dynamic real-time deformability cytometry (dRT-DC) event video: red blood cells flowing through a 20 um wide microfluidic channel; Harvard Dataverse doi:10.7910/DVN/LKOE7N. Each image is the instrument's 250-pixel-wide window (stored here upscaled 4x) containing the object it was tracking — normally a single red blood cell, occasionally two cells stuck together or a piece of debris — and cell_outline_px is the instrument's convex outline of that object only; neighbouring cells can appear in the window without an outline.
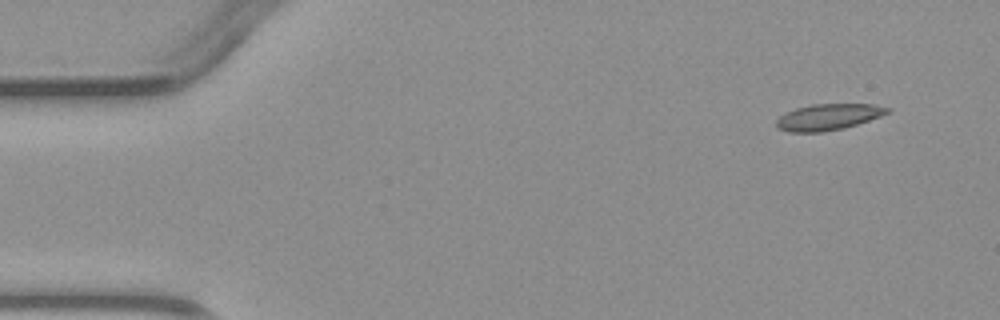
{"species": "common noctule bat (a hibernating species)", "species_latin": "Nyctalus noctula", "temperature_condition": "warm", "stored_images_in_passage": 5, "camera_frame_rate_fps": 3000, "um_per_image_px": 0.085, "animal": {"sex": "male", "body_mass_g": 23.1, "forearm_length_mm": 52.7}, "frame": {"image": 1, "passage_image": 1, "time_ms": 0.0, "image_size_px": [1000, 320], "cell_outline_px": [[892, 112], [844, 128], [820, 132], [788, 132], [776, 128], [776, 120], [784, 112], [796, 108], [812, 104], [872, 104], [892, 108]], "centroid_in_image_um": [70.38, 9.94], "position_along_channel_um": 14.6, "area_um2": 17.05}}
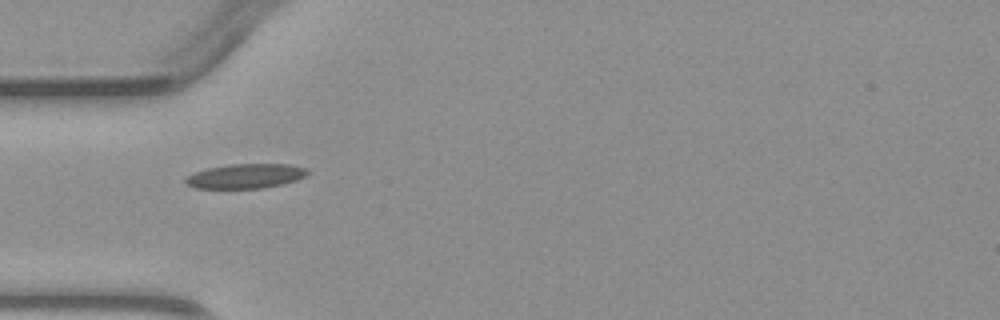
{"frame": {"image": 2, "passage_image": 4, "time_ms": 3.667, "image_size_px": [1000, 320], "cell_outline_px": [[312, 172], [296, 180], [264, 188], [196, 188], [188, 184], [184, 180], [188, 176], [196, 172], [208, 168], [228, 164], [288, 164], [304, 168]], "centroid_in_image_um": [20.9, 14.96], "position_along_channel_um": 64.1, "area_um2": 17.22}}
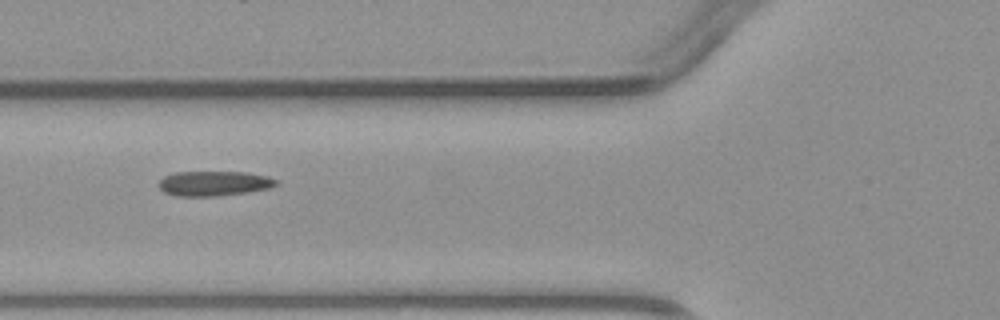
{"frame": {"image": 3, "passage_image": 5, "time_ms": 4.667, "image_size_px": [1000, 320], "cell_outline_px": [[280, 184], [272, 188], [248, 192], [216, 196], [176, 196], [164, 192], [160, 188], [160, 180], [164, 176], [176, 172], [248, 172], [268, 176], [280, 180]], "centroid_in_image_um": [18.28, 15.59], "position_along_channel_um": 107.5, "area_um2": 17.22}}